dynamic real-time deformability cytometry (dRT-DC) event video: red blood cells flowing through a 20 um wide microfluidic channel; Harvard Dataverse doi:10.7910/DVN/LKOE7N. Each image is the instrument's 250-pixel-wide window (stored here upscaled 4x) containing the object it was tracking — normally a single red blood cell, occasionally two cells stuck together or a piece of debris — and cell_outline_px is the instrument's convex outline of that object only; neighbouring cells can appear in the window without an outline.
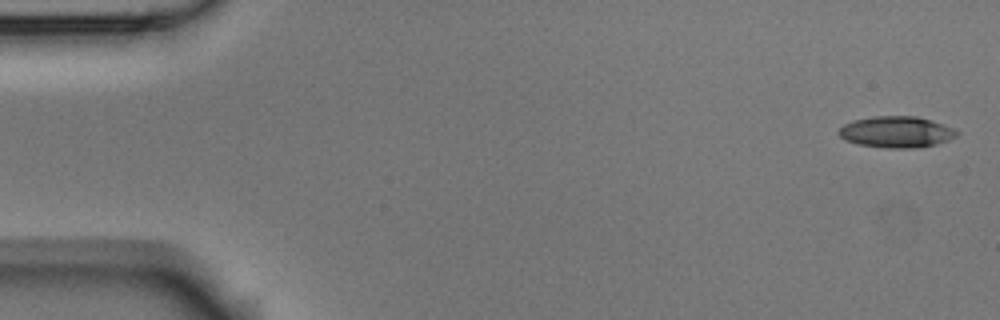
{"species": "Egyptian fruit bat (a non-hibernating species)", "species_latin": "Rousettus aegyptiacus", "temperature_condition": "room temperature", "stored_images_in_passage": 5, "camera_frame_rate_fps": 3000, "um_per_image_px": 0.085, "animal": {"sex": "male"}, "frame": {"image": 1, "passage_image": 1, "time_ms": 0.0, "image_size_px": [1000, 320], "cell_outline_px": [[960, 132], [956, 136], [948, 140], [936, 144], [920, 148], [888, 148], [860, 144], [844, 140], [836, 132], [844, 124], [852, 120], [872, 116], [916, 116], [932, 120], [956, 128]], "centroid_in_image_um": [76.21, 11.21], "position_along_channel_um": 8.8, "area_um2": 21.79}}
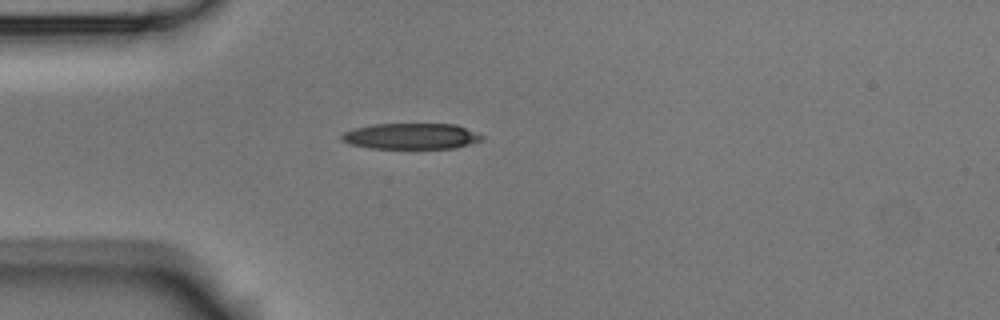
{"frame": {"image": 2, "passage_image": 5, "time_ms": 1.333, "image_size_px": [1000, 320], "cell_outline_px": [[484, 140], [472, 144], [456, 148], [368, 148], [348, 144], [340, 140], [340, 136], [344, 132], [356, 128], [372, 124], [456, 124], [484, 136]], "centroid_in_image_um": [34.95, 11.58], "position_along_channel_um": 50.1, "area_um2": 21.33}}